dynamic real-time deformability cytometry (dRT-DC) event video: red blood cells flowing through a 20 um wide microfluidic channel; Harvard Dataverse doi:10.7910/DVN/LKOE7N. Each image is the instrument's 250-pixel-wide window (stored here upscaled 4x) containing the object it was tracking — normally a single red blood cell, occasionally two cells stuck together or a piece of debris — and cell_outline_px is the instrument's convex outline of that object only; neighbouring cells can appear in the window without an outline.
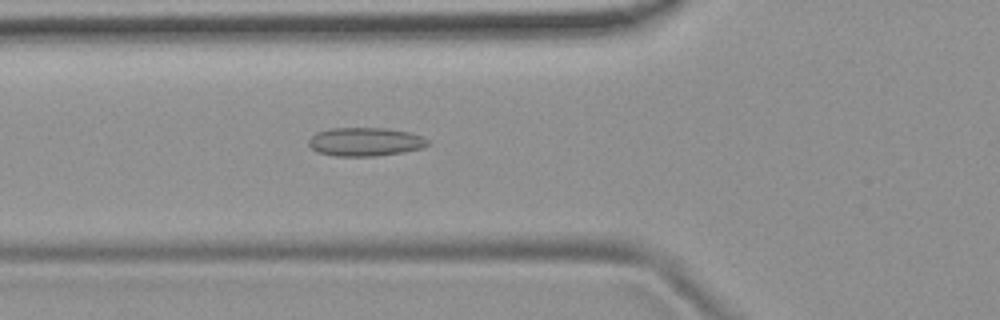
{"species": "common noctule bat (a hibernating species)", "species_latin": "Nyctalus noctula", "temperature_condition": "room temperature", "stored_images_in_passage": 53, "camera_frame_rate_fps": 3000, "um_per_image_px": 0.085, "animal": {"sex": "female", "body_mass_g": 19.9}, "frame": {"image": 1, "passage_image": 19, "time_ms": 6.0, "image_size_px": [1000, 320], "cell_outline_px": [[428, 144], [424, 148], [404, 152], [376, 156], [336, 156], [316, 152], [308, 144], [308, 140], [316, 132], [328, 128], [388, 128], [408, 132], [424, 136], [428, 140]], "centroid_in_image_um": [31.05, 12.05], "position_along_channel_um": 94.8, "area_um2": 20.06}}
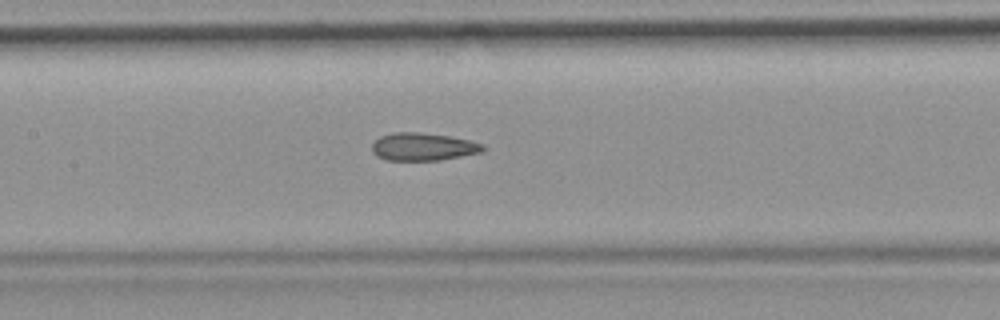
{"frame": {"image": 2, "passage_image": 25, "time_ms": 8.0, "image_size_px": [1000, 320], "cell_outline_px": [[484, 148], [480, 152], [440, 160], [388, 160], [376, 156], [372, 152], [372, 144], [380, 136], [392, 132], [420, 132], [448, 136], [468, 140], [484, 144]], "centroid_in_image_um": [35.91, 12.47], "position_along_channel_um": 171.5, "area_um2": 17.8}}
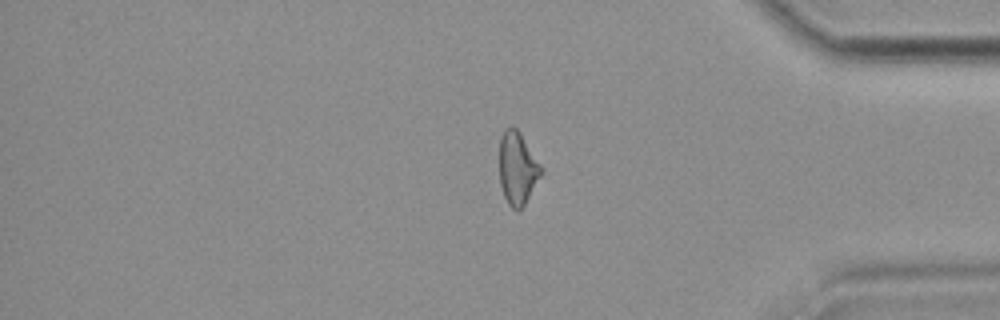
{"frame": {"image": 3, "passage_image": 44, "time_ms": 14.333, "image_size_px": [1000, 320], "cell_outline_px": [[544, 172], [524, 204], [516, 212], [508, 204], [504, 196], [500, 184], [500, 140], [504, 132], [508, 128], [516, 128], [520, 132], [540, 164]], "centroid_in_image_um": [44.0, 14.34], "position_along_channel_um": 391.2, "area_um2": 17.4}, "authors_computed_cell_mechanics": {"area_um2": 18.5538, "velocity_mm_per_s": 3.821, "shape_relaxation_time_tau1_ms": null, "shape_relaxation_time_tau2_ms": 2.9128, "deformation_change_tau1": null, "deformation_change_tau2": 0.0998}}